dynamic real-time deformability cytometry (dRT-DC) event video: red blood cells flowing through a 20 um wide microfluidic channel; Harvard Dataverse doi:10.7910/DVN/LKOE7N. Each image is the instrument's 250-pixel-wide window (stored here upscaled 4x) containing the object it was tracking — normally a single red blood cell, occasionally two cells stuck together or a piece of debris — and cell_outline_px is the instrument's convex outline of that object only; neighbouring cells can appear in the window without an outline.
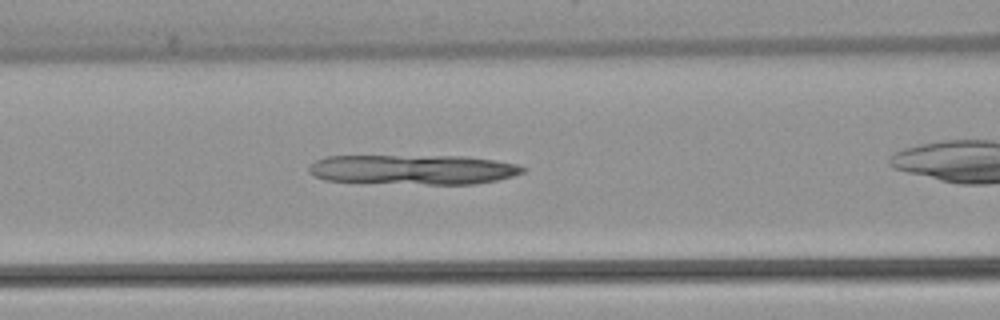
{"species": "common noctule bat (a hibernating species)", "species_latin": "Nyctalus noctula", "temperature_condition": "warm", "stored_images_in_passage": 29, "camera_frame_rate_fps": 3000, "um_per_image_px": 0.085, "animal": {"sex": "female", "body_mass_g": 22.7, "forearm_length_mm": 54.2}, "frame": {"image": 1, "passage_image": 8, "time_ms": 2.333, "image_size_px": [1000, 320], "cell_outline_px": [[528, 168], [524, 172], [512, 176], [496, 180], [476, 184], [428, 184], [324, 180], [308, 172], [308, 168], [316, 160], [328, 156], [468, 156], [516, 164]], "centroid_in_image_um": [35.15, 14.4], "position_along_channel_um": 131.4, "area_um2": 36.93}}